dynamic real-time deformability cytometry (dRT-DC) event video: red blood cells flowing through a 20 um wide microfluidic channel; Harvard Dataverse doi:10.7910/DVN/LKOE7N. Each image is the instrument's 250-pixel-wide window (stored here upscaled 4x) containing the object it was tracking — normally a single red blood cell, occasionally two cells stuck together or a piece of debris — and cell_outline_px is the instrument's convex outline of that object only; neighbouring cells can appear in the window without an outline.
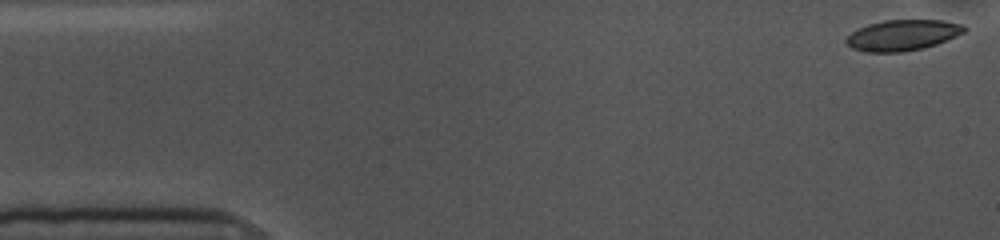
{"species": "common noctule bat (a hibernating species)", "species_latin": "Nyctalus noctula", "temperature_condition": "cold", "stored_images_in_passage": 54, "camera_frame_rate_fps": 3000, "um_per_image_px": 0.085, "animal": {"sex": "female", "body_mass_g": 10.0, "forearm_length_mm": 53.1}, "frame": {"image": 1, "passage_image": 1, "time_ms": 0.0, "image_size_px": [1000, 240], "cell_outline_px": [[968, 28], [964, 32], [956, 36], [936, 44], [924, 48], [900, 52], [864, 52], [852, 48], [844, 40], [852, 32], [868, 24], [884, 20], [944, 20], [964, 24]], "centroid_in_image_um": [76.74, 2.98], "position_along_channel_um": 8.3, "area_um2": 21.21}}
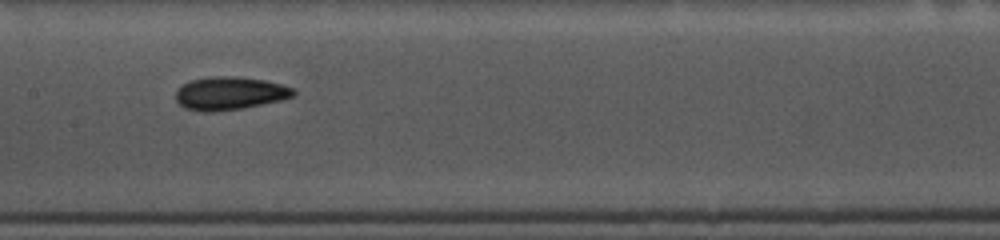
{"frame": {"image": 2, "passage_image": 25, "time_ms": 8.0, "image_size_px": [1000, 240], "cell_outline_px": [[296, 96], [280, 100], [244, 108], [212, 112], [204, 112], [184, 108], [176, 100], [176, 92], [188, 80], [212, 76], [236, 76], [264, 80], [280, 84], [292, 88], [296, 92]], "centroid_in_image_um": [19.52, 7.93], "position_along_channel_um": 187.9, "area_um2": 22.72}}
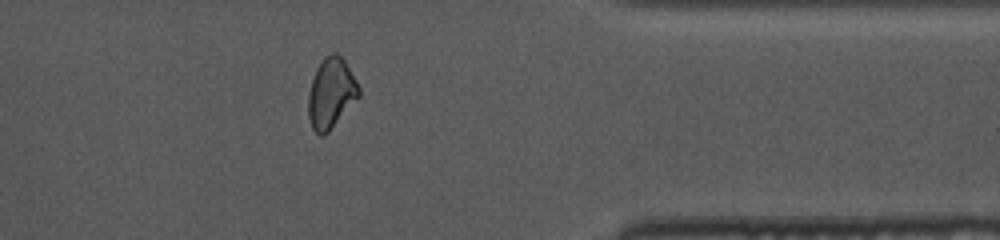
{"frame": {"image": 3, "passage_image": 43, "time_ms": 14.0, "image_size_px": [1000, 240], "cell_outline_px": [[360, 96], [328, 132], [324, 136], [320, 136], [312, 128], [308, 116], [308, 96], [312, 80], [316, 68], [320, 60], [324, 56], [332, 52], [336, 52], [344, 60], [356, 80], [360, 88]], "centroid_in_image_um": [28.13, 7.91], "position_along_channel_um": 383.3, "area_um2": 20.75}, "authors_computed_cell_mechanics": {"area_um2": 21.5883, "velocity_mm_per_s": 3.5762, "shape_relaxation_time_tau1_ms": 5.4249, "shape_relaxation_time_tau2_ms": 4.443, "deformation_change_tau1": 0.1154, "deformation_change_tau2": 0.1154}}